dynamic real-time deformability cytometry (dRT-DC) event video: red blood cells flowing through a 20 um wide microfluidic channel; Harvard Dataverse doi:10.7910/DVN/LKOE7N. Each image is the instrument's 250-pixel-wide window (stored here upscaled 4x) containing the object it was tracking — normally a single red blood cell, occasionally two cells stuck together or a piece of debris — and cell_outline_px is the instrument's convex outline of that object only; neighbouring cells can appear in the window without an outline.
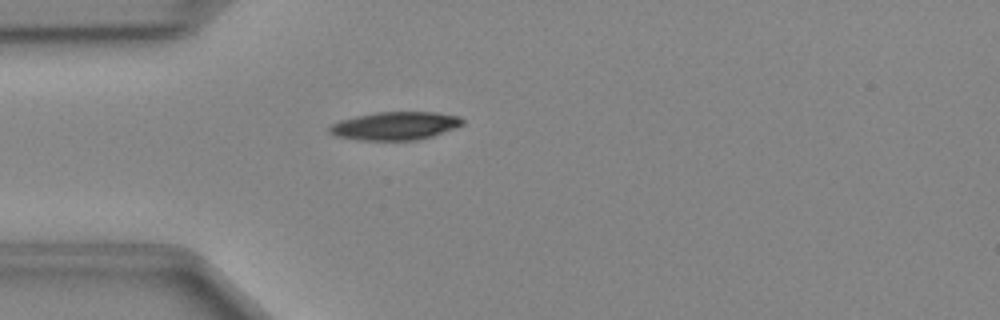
{"species": "Egyptian fruit bat (a non-hibernating species)", "species_latin": "Rousettus aegyptiacus", "temperature_condition": "cold", "stored_images_in_passage": 36, "camera_frame_rate_fps": 3000, "um_per_image_px": 0.085, "animal": {"sex": "female"}, "frame": {"image": 1, "passage_image": 1, "time_ms": 0.0, "image_size_px": [1000, 320], "cell_outline_px": [[464, 124], [432, 136], [416, 140], [356, 140], [336, 136], [328, 132], [328, 128], [332, 124], [340, 120], [356, 116], [376, 112], [432, 112], [460, 116], [464, 120]], "centroid_in_image_um": [33.56, 10.7], "position_along_channel_um": 51.4, "area_um2": 21.79}}
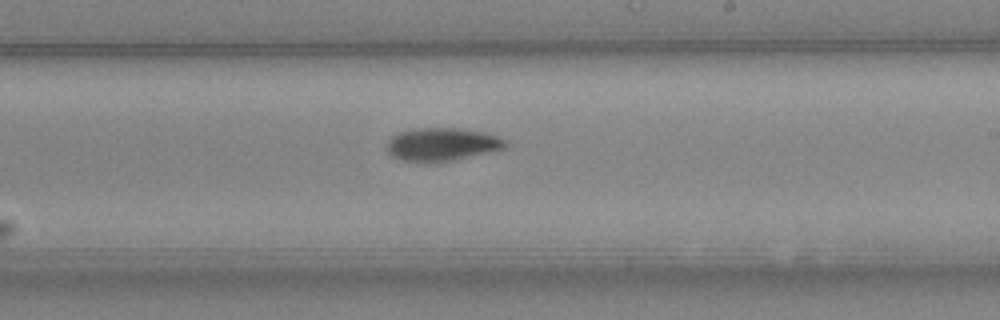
{"frame": {"image": 2, "passage_image": 16, "time_ms": 5.0, "image_size_px": [1000, 320], "cell_outline_px": [[508, 144], [504, 148], [492, 152], [452, 160], [428, 164], [400, 160], [392, 156], [388, 152], [388, 140], [392, 136], [400, 132], [416, 128], [456, 128], [484, 132], [496, 136], [504, 140]], "centroid_in_image_um": [37.55, 12.29], "position_along_channel_um": 251.5, "area_um2": 23.0}}
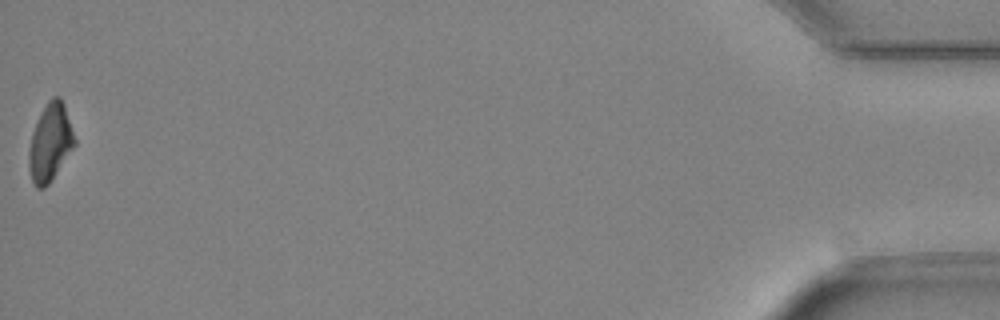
{"frame": {"image": 3, "passage_image": 36, "time_ms": 11.667, "image_size_px": [1000, 320], "cell_outline_px": [[76, 144], [48, 184], [44, 188], [36, 188], [32, 180], [28, 168], [28, 152], [32, 132], [48, 100], [52, 96], [60, 96], [64, 104], [76, 140]], "centroid_in_image_um": [4.26, 12.12], "position_along_channel_um": 430.9, "area_um2": 20.4}}